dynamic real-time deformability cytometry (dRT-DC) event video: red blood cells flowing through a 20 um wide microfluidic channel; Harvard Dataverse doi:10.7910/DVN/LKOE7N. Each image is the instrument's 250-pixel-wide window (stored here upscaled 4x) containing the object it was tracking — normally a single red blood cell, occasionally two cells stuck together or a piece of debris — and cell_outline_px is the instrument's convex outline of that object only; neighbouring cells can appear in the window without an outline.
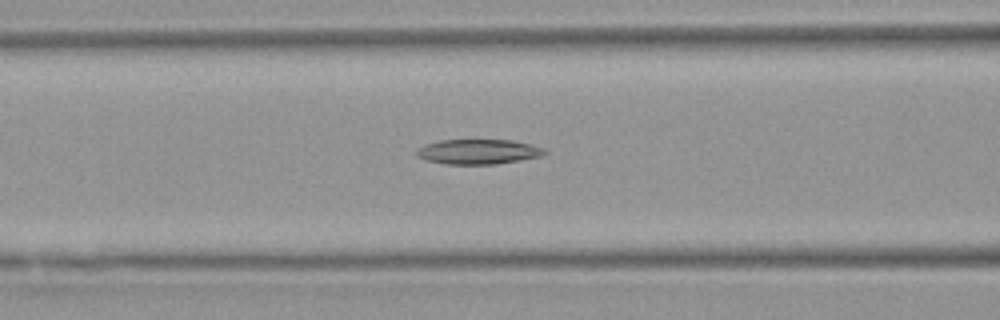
{"species": "Egyptian fruit bat (a non-hibernating species)", "species_latin": "Rousettus aegyptiacus", "temperature_condition": "warm", "stored_images_in_passage": 6, "camera_frame_rate_fps": 3000, "um_per_image_px": 0.085, "animal": {"sex": "female"}, "frame": {"image": 1, "passage_image": 6, "time_ms": 6.667, "image_size_px": [1000, 320], "cell_outline_px": [[548, 152], [544, 156], [496, 164], [444, 164], [428, 160], [416, 156], [416, 148], [424, 144], [440, 140], [472, 136], [512, 140], [532, 144], [544, 148]], "centroid_in_image_um": [40.65, 12.83], "position_along_channel_um": 125.9, "area_um2": 19.83}}